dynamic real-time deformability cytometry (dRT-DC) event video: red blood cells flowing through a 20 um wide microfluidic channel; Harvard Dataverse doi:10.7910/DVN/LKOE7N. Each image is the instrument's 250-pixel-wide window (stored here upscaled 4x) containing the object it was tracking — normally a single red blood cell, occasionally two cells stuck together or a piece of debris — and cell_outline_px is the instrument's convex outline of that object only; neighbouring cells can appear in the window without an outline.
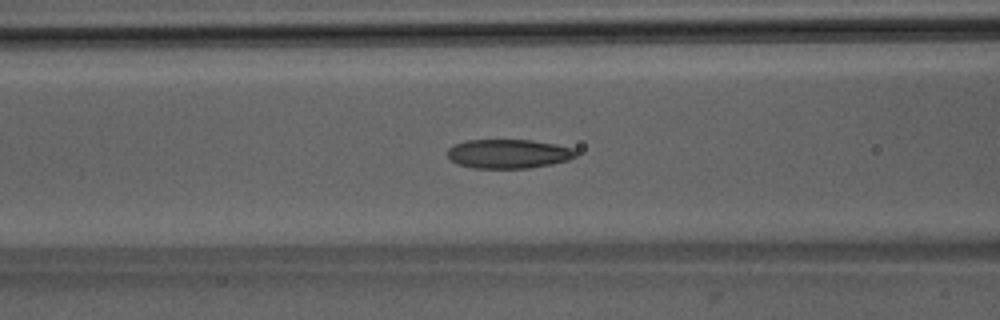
{"species": "Egyptian fruit bat (a non-hibernating species)", "species_latin": "Rousettus aegyptiacus", "temperature_condition": "room temperature", "stored_images_in_passage": 51, "camera_frame_rate_fps": 3000, "um_per_image_px": 0.085, "animal": {"sex": "male"}, "frame": {"image": 1, "passage_image": 21, "time_ms": 6.667, "image_size_px": [1000, 320], "cell_outline_px": [[576, 156], [568, 160], [552, 164], [528, 168], [472, 168], [456, 164], [448, 156], [448, 148], [456, 144], [468, 140], [532, 140], [556, 144], [572, 148], [576, 152]], "centroid_in_image_um": [43.22, 13.07], "position_along_channel_um": 123.4, "area_um2": 21.73}}
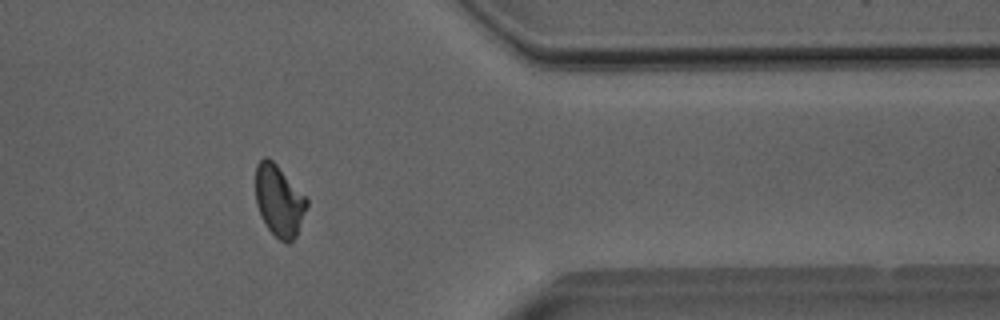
{"frame": {"image": 2, "passage_image": 42, "time_ms": 13.667, "image_size_px": [1000, 320], "cell_outline_px": [[308, 204], [296, 236], [288, 244], [280, 240], [268, 228], [260, 216], [256, 204], [256, 164], [264, 156], [268, 156], [276, 164], [308, 200]], "centroid_in_image_um": [23.7, 17.06], "position_along_channel_um": 387.7, "area_um2": 21.04}}
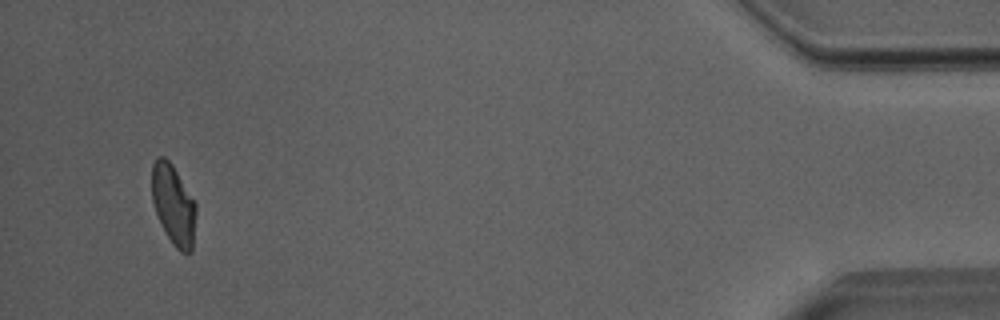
{"frame": {"image": 3, "passage_image": 49, "time_ms": 16.0, "image_size_px": [1000, 320], "cell_outline_px": [[196, 212], [192, 252], [180, 252], [172, 244], [160, 224], [152, 200], [152, 164], [156, 156], [164, 156], [172, 164], [196, 204]], "centroid_in_image_um": [14.73, 17.41], "position_along_channel_um": 420.5, "area_um2": 20.63}, "authors_computed_cell_mechanics": {"area_um2": 21.8484, "velocity_mm_per_s": 4.0037, "shape_relaxation_time_tau1_ms": null, "shape_relaxation_time_tau2_ms": 1.9951, "deformation_change_tau1": null, "deformation_change_tau2": 0.0799}}